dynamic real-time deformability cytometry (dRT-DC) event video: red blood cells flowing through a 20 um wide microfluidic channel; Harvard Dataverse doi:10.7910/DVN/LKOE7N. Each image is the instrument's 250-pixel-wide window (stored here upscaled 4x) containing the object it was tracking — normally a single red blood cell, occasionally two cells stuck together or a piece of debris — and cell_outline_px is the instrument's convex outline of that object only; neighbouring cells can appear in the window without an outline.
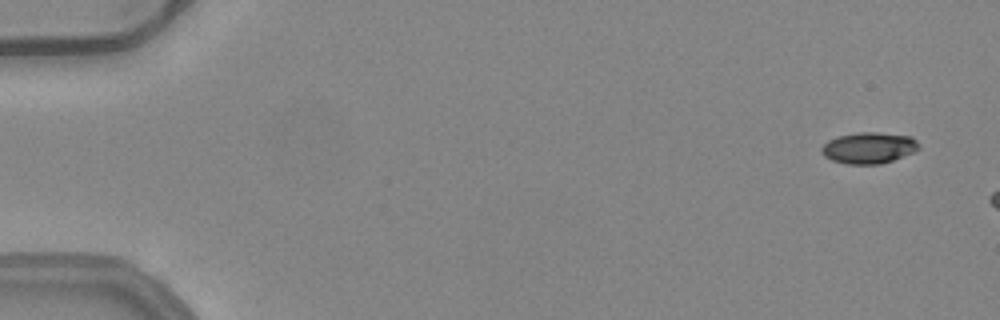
{"species": "common noctule bat (a hibernating species)", "species_latin": "Nyctalus noctula", "temperature_condition": "warm", "stored_images_in_passage": 8, "camera_frame_rate_fps": 3000, "um_per_image_px": 0.085, "animal": {"sex": "female", "body_mass_g": 24.6, "forearm_length_mm": 56.2}, "frame": {"image": 1, "passage_image": 3, "time_ms": 0.667, "image_size_px": [1000, 320], "cell_outline_px": [[920, 148], [912, 152], [892, 160], [880, 164], [848, 164], [832, 160], [824, 156], [820, 152], [820, 148], [828, 140], [840, 136], [860, 132], [876, 132], [912, 136], [920, 144]], "centroid_in_image_um": [73.84, 12.56], "position_along_channel_um": 11.2, "area_um2": 17.63}}